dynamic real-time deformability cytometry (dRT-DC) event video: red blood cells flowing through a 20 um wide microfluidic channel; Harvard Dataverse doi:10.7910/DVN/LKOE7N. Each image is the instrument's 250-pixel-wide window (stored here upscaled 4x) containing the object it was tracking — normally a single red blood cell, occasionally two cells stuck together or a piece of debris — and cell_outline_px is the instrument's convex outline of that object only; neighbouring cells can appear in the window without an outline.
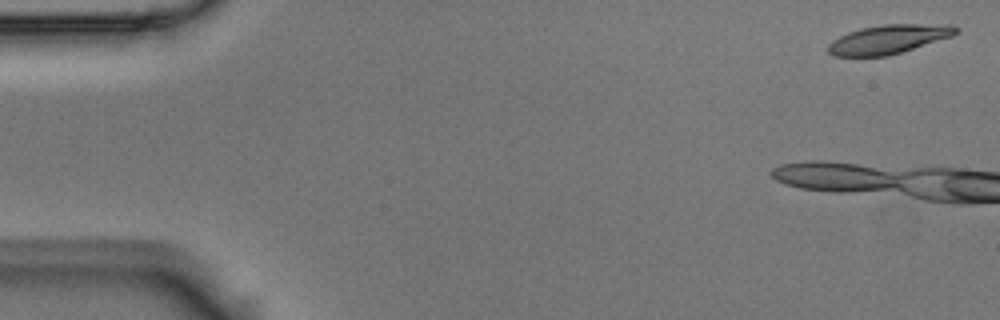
{"species": "Egyptian fruit bat (a non-hibernating species)", "species_latin": "Rousettus aegyptiacus", "temperature_condition": "room temperature", "stored_images_in_passage": 8, "camera_frame_rate_fps": 3000, "um_per_image_px": 0.085, "animal": {"sex": "male"}, "frame": {"image": 1, "passage_image": 1, "time_ms": 0.0, "image_size_px": [1000, 320], "cell_outline_px": [[960, 28], [952, 36], [888, 56], [832, 56], [828, 52], [828, 44], [832, 40], [848, 32], [864, 28], [884, 24], [952, 24]], "centroid_in_image_um": [75.53, 3.33], "position_along_channel_um": 9.5, "area_um2": 21.44}}
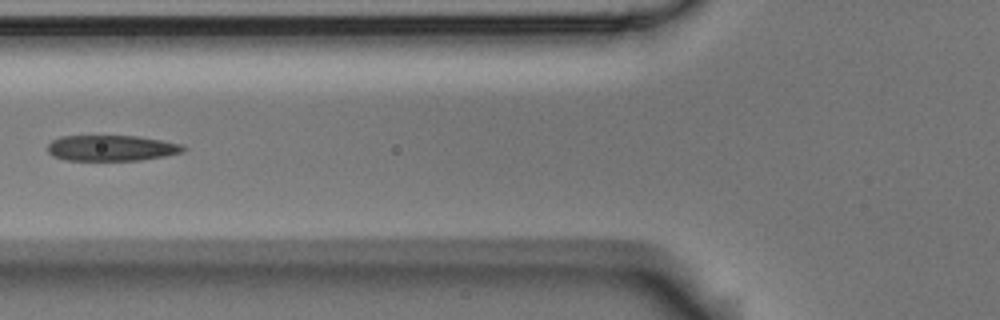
{"frame": {"image": 2, "passage_image": 7, "time_ms": 2.0, "image_size_px": [1000, 320], "cell_outline_px": [[188, 148], [184, 152], [168, 156], [140, 160], [64, 160], [52, 156], [48, 152], [48, 144], [52, 140], [60, 136], [136, 136], [184, 144]], "centroid_in_image_um": [9.52, 12.59], "position_along_channel_um": 116.3, "area_um2": 20.58}}
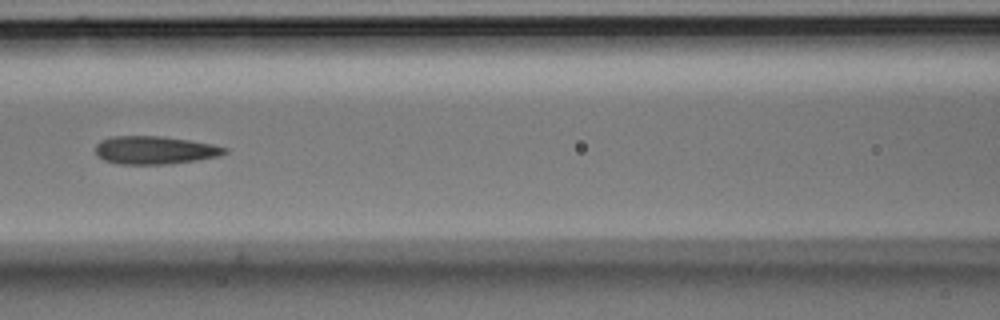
{"frame": {"image": 3, "passage_image": 8, "time_ms": 2.333, "image_size_px": [1000, 320], "cell_outline_px": [[228, 152], [220, 156], [196, 160], [168, 164], [120, 164], [104, 160], [96, 156], [96, 144], [100, 140], [112, 136], [160, 136], [192, 140], [212, 144], [228, 148]], "centroid_in_image_um": [13.16, 12.76], "position_along_channel_um": 153.4, "area_um2": 21.27}}